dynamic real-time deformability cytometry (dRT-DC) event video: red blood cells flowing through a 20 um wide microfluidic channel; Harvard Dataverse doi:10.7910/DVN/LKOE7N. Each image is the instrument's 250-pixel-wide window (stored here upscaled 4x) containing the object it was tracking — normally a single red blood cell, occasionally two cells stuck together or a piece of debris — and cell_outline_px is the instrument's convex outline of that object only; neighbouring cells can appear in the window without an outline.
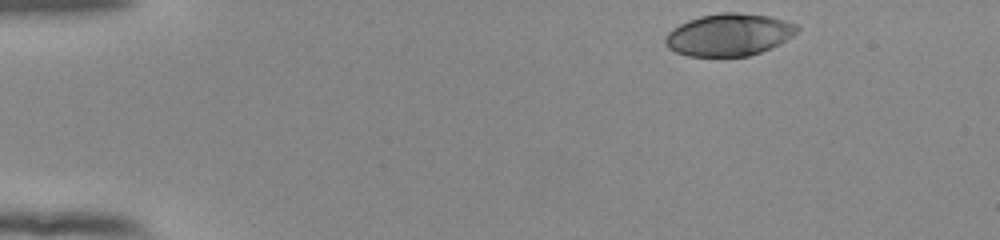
{"species": "human", "species_latin": "Homo sapiens", "temperature_condition": "room temperature", "stored_images_in_passage": 47, "camera_frame_rate_fps": 3000, "um_per_image_px": 0.085, "donor": {"sex": "female"}, "frame": {"image": 1, "passage_image": 1, "time_ms": 0.0, "image_size_px": [1000, 240], "cell_outline_px": [[800, 28], [792, 36], [760, 52], [748, 56], [688, 56], [676, 52], [668, 48], [664, 44], [664, 36], [672, 28], [688, 20], [700, 16], [720, 12], [740, 12], [768, 16], [784, 20], [796, 24]], "centroid_in_image_um": [61.9, 2.94], "position_along_channel_um": 23.1, "area_um2": 32.37}}
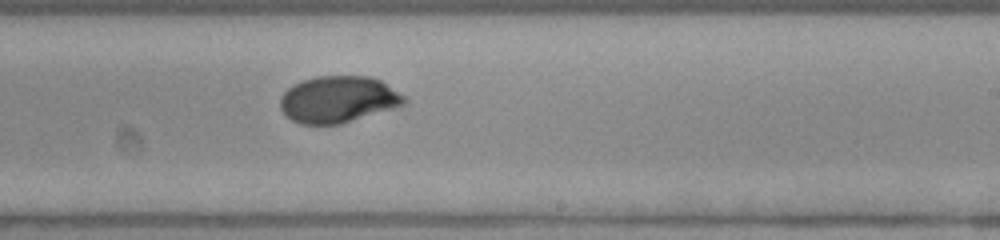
{"frame": {"image": 2, "passage_image": 27, "time_ms": 8.667, "image_size_px": [1000, 240], "cell_outline_px": [[408, 100], [404, 104], [392, 108], [340, 124], [300, 124], [292, 120], [280, 108], [280, 100], [284, 92], [288, 88], [304, 80], [316, 76], [368, 76], [380, 80], [404, 96]], "centroid_in_image_um": [28.73, 8.45], "position_along_channel_um": 260.3, "area_um2": 33.23}}
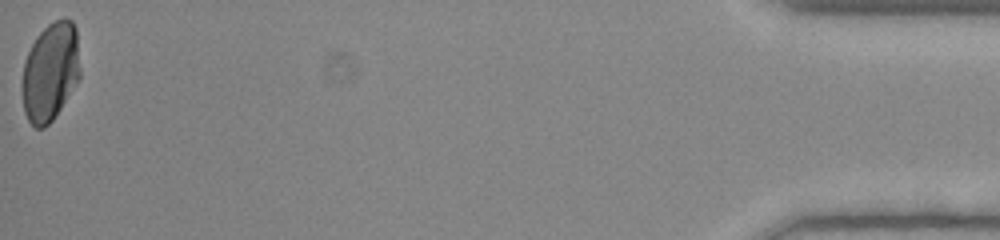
{"frame": {"image": 3, "passage_image": 47, "time_ms": 15.333, "image_size_px": [1000, 240], "cell_outline_px": [[80, 76], [60, 108], [52, 120], [44, 128], [36, 128], [28, 120], [24, 112], [20, 88], [24, 60], [36, 36], [48, 24], [56, 20], [72, 20], [76, 28], [80, 68]], "centroid_in_image_um": [4.24, 6.11], "position_along_channel_um": 431.0, "area_um2": 33.29}, "authors_computed_cell_mechanics": {"area_um2": 33.4662, "velocity_mm_per_s": 3.8997, "shape_relaxation_time_tau1_ms": 4.4989, "shape_relaxation_time_tau2_ms": null, "deformation_change_tau1": 0.1849, "deformation_change_tau2": null}}